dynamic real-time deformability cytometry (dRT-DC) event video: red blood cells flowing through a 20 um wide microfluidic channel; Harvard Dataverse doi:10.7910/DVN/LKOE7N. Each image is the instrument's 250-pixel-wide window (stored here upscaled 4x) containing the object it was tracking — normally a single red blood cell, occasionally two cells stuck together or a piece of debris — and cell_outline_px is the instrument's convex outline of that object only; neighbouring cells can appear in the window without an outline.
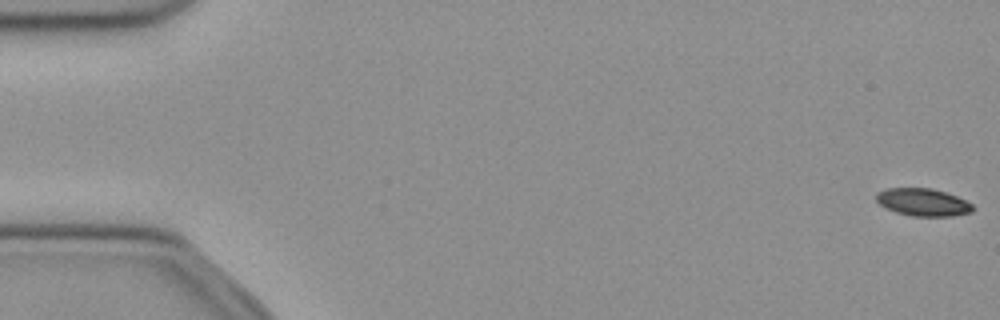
{"species": "common noctule bat (a hibernating species)", "species_latin": "Nyctalus noctula", "temperature_condition": "cold", "stored_images_in_passage": 53, "camera_frame_rate_fps": 3000, "um_per_image_px": 0.085, "animal": {"sex": "female", "body_mass_g": 21.9}, "frame": {"image": 1, "passage_image": 1, "time_ms": 0.0, "image_size_px": [1000, 320], "cell_outline_px": [[976, 208], [972, 212], [952, 216], [912, 216], [896, 212], [880, 204], [876, 200], [876, 192], [888, 188], [932, 188], [956, 196], [972, 204]], "centroid_in_image_um": [78.47, 17.19], "position_along_channel_um": 6.5, "area_um2": 15.43}}
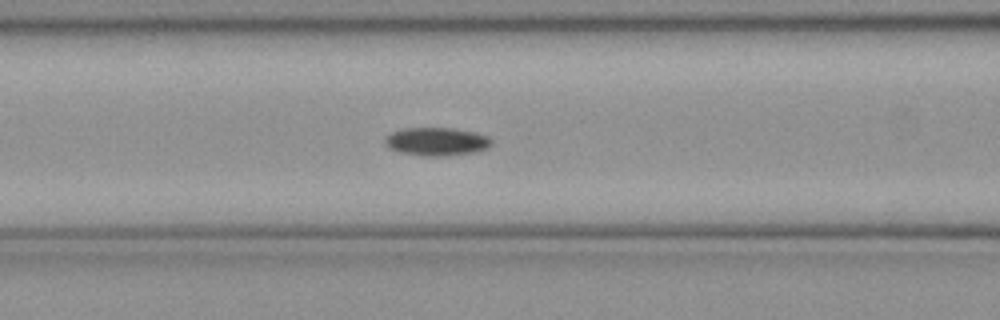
{"frame": {"image": 2, "passage_image": 22, "time_ms": 7.0, "image_size_px": [1000, 320], "cell_outline_px": [[492, 144], [488, 148], [476, 152], [448, 156], [420, 156], [400, 152], [388, 148], [384, 144], [384, 136], [400, 128], [452, 128], [476, 132], [488, 136], [492, 140]], "centroid_in_image_um": [37.09, 12.03], "position_along_channel_um": 129.5, "area_um2": 17.92}}
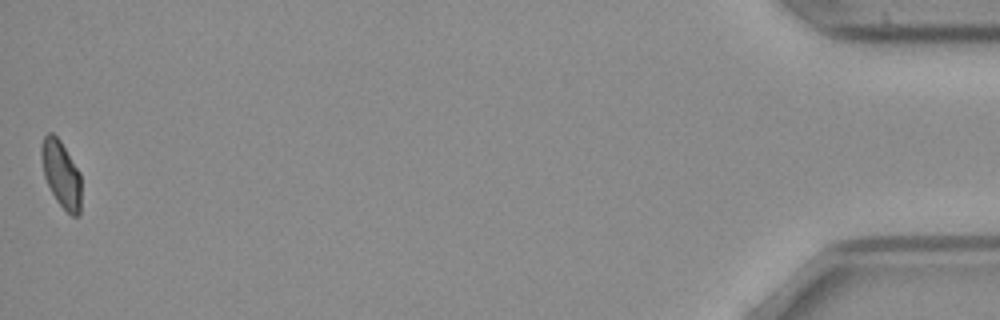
{"frame": {"image": 3, "passage_image": 53, "time_ms": 17.333, "image_size_px": [1000, 320], "cell_outline_px": [[80, 216], [72, 216], [56, 200], [44, 176], [40, 156], [40, 148], [44, 136], [48, 132], [52, 132], [60, 140], [80, 172]], "centroid_in_image_um": [5.19, 14.77], "position_along_channel_um": 430.0, "area_um2": 15.43}, "authors_computed_cell_mechanics": {"area_um2": 16.6464, "velocity_mm_per_s": 3.8956, "shape_relaxation_time_tau1_ms": 3.0794, "shape_relaxation_time_tau2_ms": null, "deformation_change_tau1": 0.1069, "deformation_change_tau2": null}}